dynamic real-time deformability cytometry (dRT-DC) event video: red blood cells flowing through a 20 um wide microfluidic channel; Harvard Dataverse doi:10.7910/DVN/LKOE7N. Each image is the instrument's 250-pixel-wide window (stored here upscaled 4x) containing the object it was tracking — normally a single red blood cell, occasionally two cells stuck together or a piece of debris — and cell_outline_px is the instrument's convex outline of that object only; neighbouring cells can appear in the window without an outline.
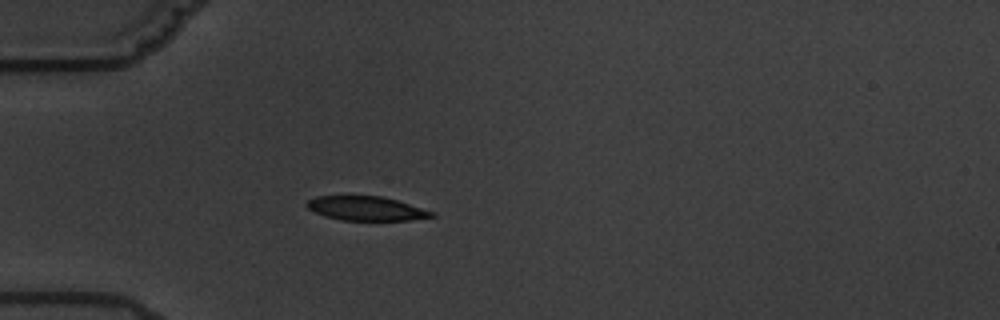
{"species": "common noctule bat (a hibernating species)", "species_latin": "Nyctalus noctula", "temperature_condition": "warm", "stored_images_in_passage": 5, "camera_frame_rate_fps": 3000, "um_per_image_px": 0.085, "animal": {"sex": "male", "body_mass_g": 19.5, "forearm_length_mm": 54.6}, "frame": {"image": 1, "passage_image": 4, "time_ms": 3.667, "image_size_px": [1000, 320], "cell_outline_px": [[436, 216], [408, 220], [344, 220], [324, 216], [308, 208], [304, 204], [308, 200], [316, 196], [380, 196], [396, 200], [436, 212]], "centroid_in_image_um": [31.13, 17.72], "position_along_channel_um": 53.9, "area_um2": 17.46}}